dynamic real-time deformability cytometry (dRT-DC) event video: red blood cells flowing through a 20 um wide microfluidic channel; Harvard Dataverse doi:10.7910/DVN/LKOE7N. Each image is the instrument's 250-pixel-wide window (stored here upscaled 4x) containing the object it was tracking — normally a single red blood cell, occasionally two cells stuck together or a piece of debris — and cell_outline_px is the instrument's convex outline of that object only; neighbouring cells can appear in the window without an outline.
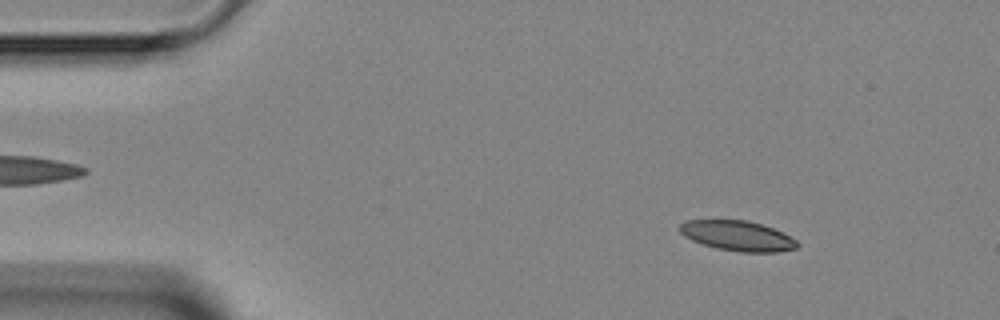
{"species": "Egyptian fruit bat (a non-hibernating species)", "species_latin": "Rousettus aegyptiacus", "temperature_condition": "room temperature", "stored_images_in_passage": 3, "camera_frame_rate_fps": 3000, "um_per_image_px": 0.085, "animal": {"sex": "female"}, "frame": {"image": 1, "passage_image": 1, "time_ms": 0.0, "image_size_px": [1000, 320], "cell_outline_px": [[800, 244], [796, 248], [776, 252], [740, 252], [716, 248], [692, 240], [684, 236], [680, 232], [680, 224], [688, 220], [748, 220], [772, 228], [796, 240]], "centroid_in_image_um": [62.68, 20.04], "position_along_channel_um": 22.3, "area_um2": 20.35}}